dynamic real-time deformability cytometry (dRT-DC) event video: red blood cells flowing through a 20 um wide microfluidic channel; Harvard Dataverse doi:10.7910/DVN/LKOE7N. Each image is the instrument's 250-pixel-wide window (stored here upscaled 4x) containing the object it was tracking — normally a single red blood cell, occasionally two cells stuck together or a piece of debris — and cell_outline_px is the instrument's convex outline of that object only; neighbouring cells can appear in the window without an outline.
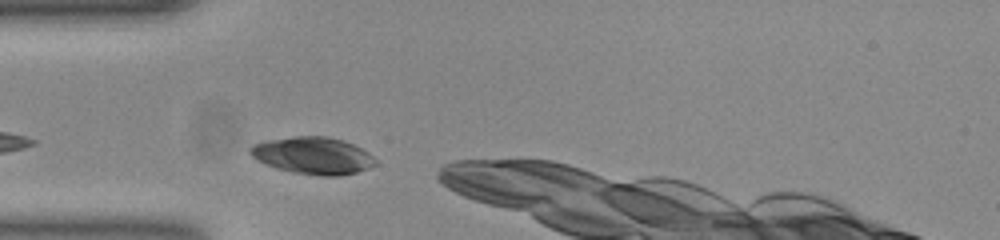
{"species": "common noctule bat (a hibernating species)", "species_latin": "Nyctalus noctula", "temperature_condition": "room temperature", "stored_images_in_passage": 28, "camera_frame_rate_fps": 3000, "um_per_image_px": 0.085, "animal": {"sex": "female", "body_mass_g": 23.0, "forearm_length_mm": 53.4}, "frame": {"image": 1, "passage_image": 1, "time_ms": 0.0, "image_size_px": [1000, 240], "cell_outline_px": [[376, 164], [368, 168], [356, 172], [340, 176], [320, 176], [292, 172], [276, 168], [264, 164], [256, 160], [248, 152], [248, 148], [252, 144], [268, 140], [296, 136], [328, 136], [344, 140], [368, 152], [376, 160]], "centroid_in_image_um": [26.57, 13.22], "position_along_channel_um": 58.4, "area_um2": 27.22}}
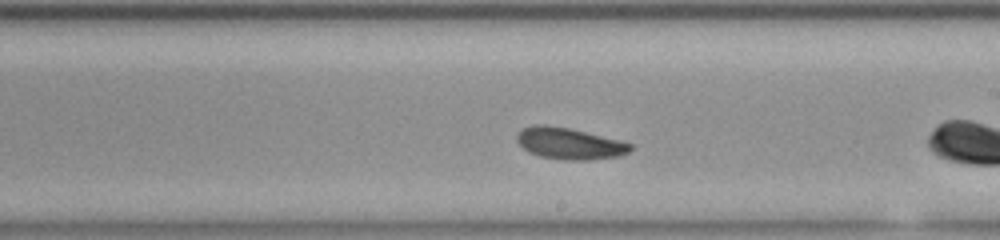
{"frame": {"image": 2, "passage_image": 13, "time_ms": 4.0, "image_size_px": [1000, 240], "cell_outline_px": [[632, 148], [628, 152], [620, 156], [588, 160], [564, 160], [540, 156], [528, 152], [516, 140], [516, 136], [524, 128], [532, 124], [544, 124], [568, 128], [620, 140], [632, 144]], "centroid_in_image_um": [48.4, 12.2], "position_along_channel_um": 240.6, "area_um2": 20.75}}
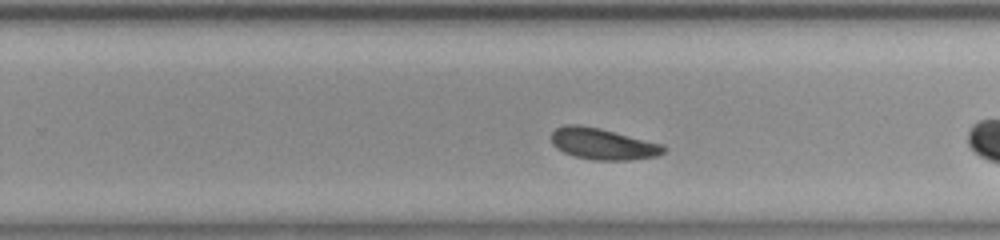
{"frame": {"image": 3, "passage_image": 16, "time_ms": 5.0, "image_size_px": [1000, 240], "cell_outline_px": [[668, 148], [664, 152], [656, 156], [628, 160], [592, 160], [576, 156], [564, 152], [556, 148], [552, 144], [552, 132], [556, 128], [564, 124], [580, 124], [600, 128], [664, 144]], "centroid_in_image_um": [51.25, 12.22], "position_along_channel_um": 278.6, "area_um2": 20.63}}